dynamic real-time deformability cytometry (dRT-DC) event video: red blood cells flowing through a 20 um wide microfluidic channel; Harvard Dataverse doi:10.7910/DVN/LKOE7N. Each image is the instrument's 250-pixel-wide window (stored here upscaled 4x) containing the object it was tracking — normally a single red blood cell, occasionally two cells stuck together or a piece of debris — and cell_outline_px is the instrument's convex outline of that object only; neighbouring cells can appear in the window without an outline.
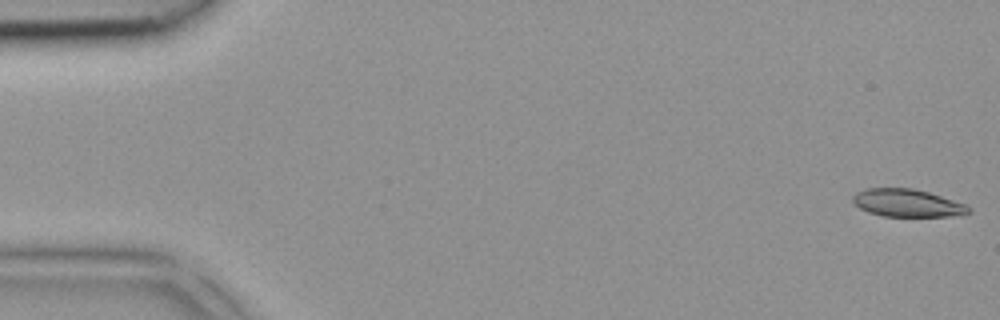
{"species": "common noctule bat (a hibernating species)", "species_latin": "Nyctalus noctula", "temperature_condition": "room temperature", "stored_images_in_passage": 4, "camera_frame_rate_fps": 3000, "um_per_image_px": 0.085, "animal": {"sex": "female", "body_mass_g": 18.4}, "frame": {"image": 1, "passage_image": 1, "time_ms": 0.0, "image_size_px": [1000, 320], "cell_outline_px": [[972, 212], [948, 216], [884, 216], [868, 212], [852, 204], [852, 196], [856, 192], [864, 188], [912, 188], [928, 192], [964, 204], [972, 208]], "centroid_in_image_um": [77.05, 17.25], "position_along_channel_um": 7.9, "area_um2": 18.61}}
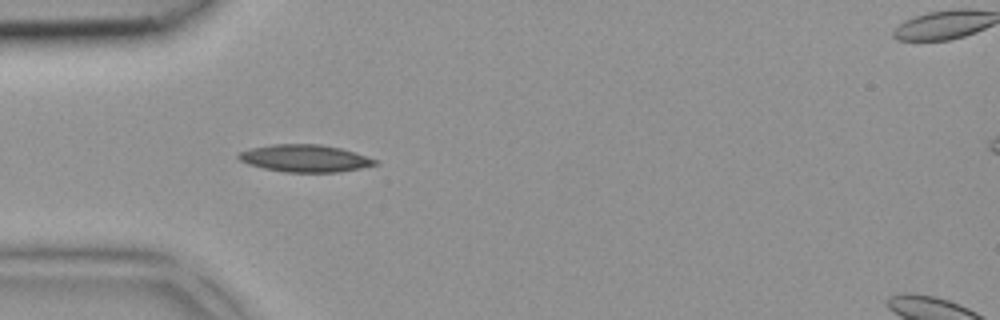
{"frame": {"image": 2, "passage_image": 3, "time_ms": 0.667, "image_size_px": [1000, 320], "cell_outline_px": [[380, 164], [340, 172], [284, 172], [264, 168], [248, 164], [240, 160], [236, 156], [240, 152], [248, 148], [272, 144], [320, 144], [340, 148], [380, 160]], "centroid_in_image_um": [25.93, 13.45], "position_along_channel_um": 59.1, "area_um2": 21.85}}